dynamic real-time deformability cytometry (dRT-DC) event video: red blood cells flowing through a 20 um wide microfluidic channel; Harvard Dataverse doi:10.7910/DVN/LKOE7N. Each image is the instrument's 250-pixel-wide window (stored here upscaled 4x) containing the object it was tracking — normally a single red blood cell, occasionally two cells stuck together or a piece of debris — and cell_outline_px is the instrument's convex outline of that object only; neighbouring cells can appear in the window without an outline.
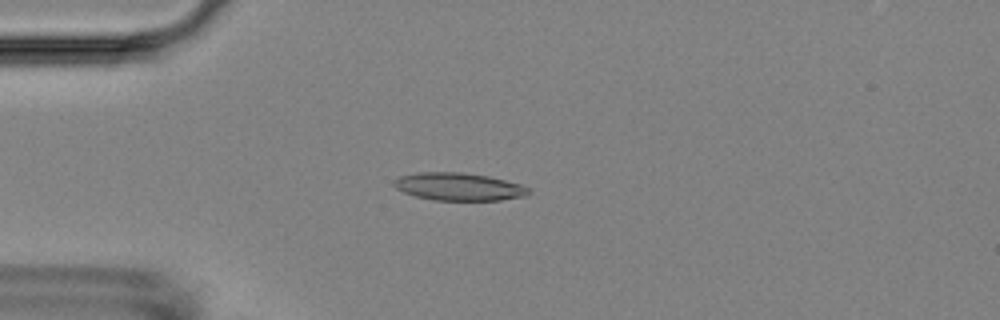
{"species": "Egyptian fruit bat (a non-hibernating species)", "species_latin": "Rousettus aegyptiacus", "temperature_condition": "room temperature", "stored_images_in_passage": 9, "camera_frame_rate_fps": 3000, "um_per_image_px": 0.085, "animal": {"sex": "female"}, "frame": {"image": 1, "passage_image": 3, "time_ms": 2.333, "image_size_px": [1000, 320], "cell_outline_px": [[532, 192], [528, 196], [500, 200], [436, 200], [416, 196], [404, 192], [396, 188], [392, 184], [392, 180], [400, 176], [416, 172], [460, 172], [488, 176], [520, 184], [528, 188]], "centroid_in_image_um": [38.99, 15.86], "position_along_channel_um": 46.0, "area_um2": 21.79}}
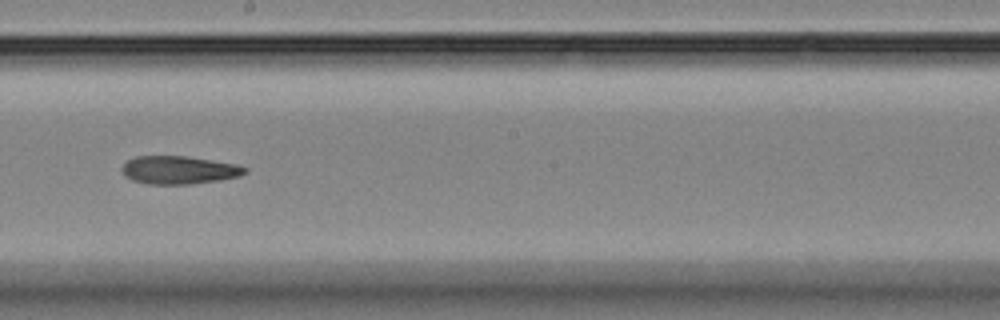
{"frame": {"image": 2, "passage_image": 8, "time_ms": 8.0, "image_size_px": [1000, 320], "cell_outline_px": [[248, 172], [240, 176], [220, 180], [192, 184], [148, 184], [132, 180], [124, 176], [120, 168], [128, 160], [136, 156], [184, 156], [236, 164], [248, 168]], "centroid_in_image_um": [15.21, 14.46], "position_along_channel_um": 233.0, "area_um2": 20.17}}
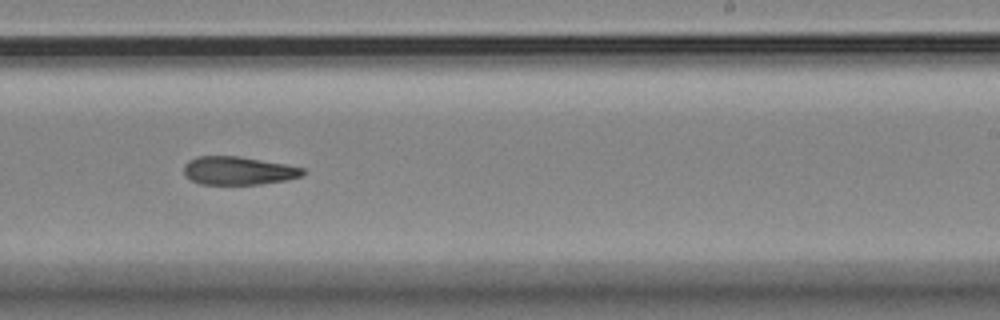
{"frame": {"image": 3, "passage_image": 9, "time_ms": 9.0, "image_size_px": [1000, 320], "cell_outline_px": [[304, 172], [300, 176], [288, 180], [260, 184], [200, 184], [184, 176], [184, 164], [188, 160], [196, 156], [240, 156], [284, 164], [304, 168]], "centroid_in_image_um": [20.21, 14.5], "position_along_channel_um": 268.8, "area_um2": 19.59}}